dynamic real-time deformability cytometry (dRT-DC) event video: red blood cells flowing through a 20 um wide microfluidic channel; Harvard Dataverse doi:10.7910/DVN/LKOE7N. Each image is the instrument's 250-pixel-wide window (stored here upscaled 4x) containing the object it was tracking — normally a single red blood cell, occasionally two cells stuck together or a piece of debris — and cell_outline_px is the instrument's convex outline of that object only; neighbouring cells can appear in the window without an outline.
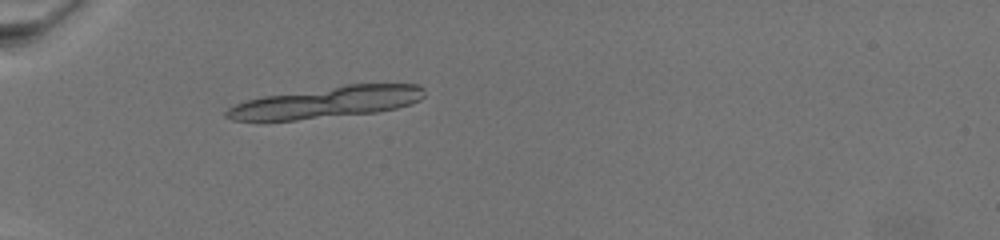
{"species": "common noctule bat (a hibernating species)", "species_latin": "Nyctalus noctula", "temperature_condition": "warm", "stored_images_in_passage": 8, "segment_of_instrument_passage": [1, 2], "camera_frame_rate_fps": 3000, "um_per_image_px": 0.085, "animal": {"sex": "female", "body_mass_g": 19.5, "forearm_length_mm": 54.1}, "frame": {"image": 1, "passage_image": 1, "time_ms": 0.0, "image_size_px": [1000, 240], "cell_outline_px": [[424, 96], [420, 100], [396, 108], [376, 112], [296, 120], [232, 120], [224, 116], [224, 112], [228, 108], [244, 100], [264, 96], [344, 84], [416, 84], [424, 88]], "centroid_in_image_um": [27.75, 8.69], "position_along_channel_um": 57.2, "area_um2": 36.07}}